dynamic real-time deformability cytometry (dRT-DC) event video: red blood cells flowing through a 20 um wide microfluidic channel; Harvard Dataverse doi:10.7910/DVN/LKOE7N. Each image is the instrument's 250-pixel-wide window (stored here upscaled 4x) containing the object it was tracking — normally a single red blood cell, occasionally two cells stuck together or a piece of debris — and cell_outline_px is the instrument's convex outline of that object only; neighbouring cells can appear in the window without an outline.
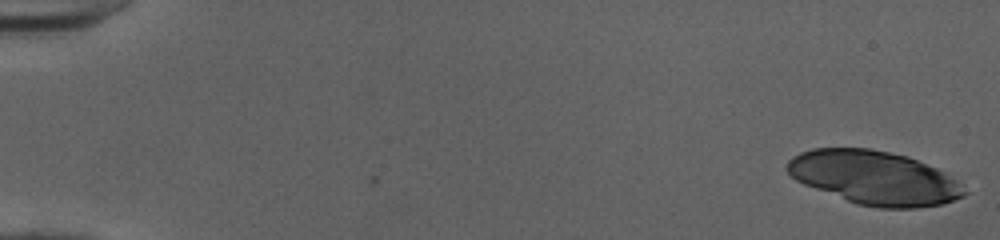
{"species": "human", "species_latin": "Homo sapiens", "temperature_condition": "cold", "stored_images_in_passage": 36, "camera_frame_rate_fps": 3000, "um_per_image_px": 0.085, "donor": {"sex": "female"}, "frame": {"image": 1, "passage_image": 1, "time_ms": 0.0, "image_size_px": [1000, 240], "cell_outline_px": [[968, 192], [964, 196], [944, 204], [916, 208], [880, 208], [856, 204], [804, 184], [796, 180], [784, 168], [788, 160], [792, 156], [800, 152], [812, 148], [872, 148], [908, 156], [936, 168], [944, 172], [956, 180]], "centroid_in_image_um": [74.31, 15.11], "position_along_channel_um": 10.7, "area_um2": 55.6}}
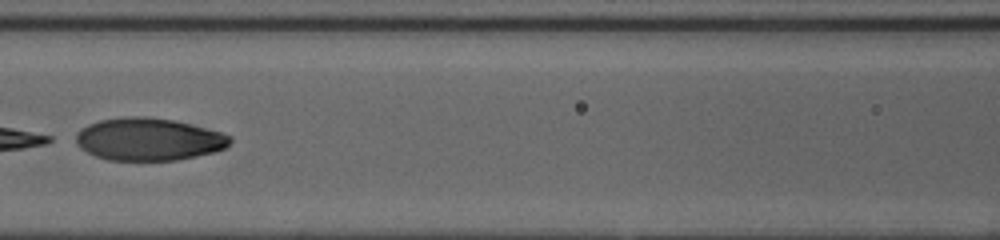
{"frame": {"image": 2, "passage_image": 25, "time_ms": 8.0, "image_size_px": [1000, 240], "cell_outline_px": [[232, 140], [224, 148], [216, 152], [180, 160], [108, 160], [96, 156], [80, 148], [76, 144], [76, 132], [80, 128], [88, 124], [100, 120], [124, 116], [144, 116], [172, 120], [224, 132], [232, 136]], "centroid_in_image_um": [12.64, 11.84], "position_along_channel_um": 154.0, "area_um2": 38.49}}
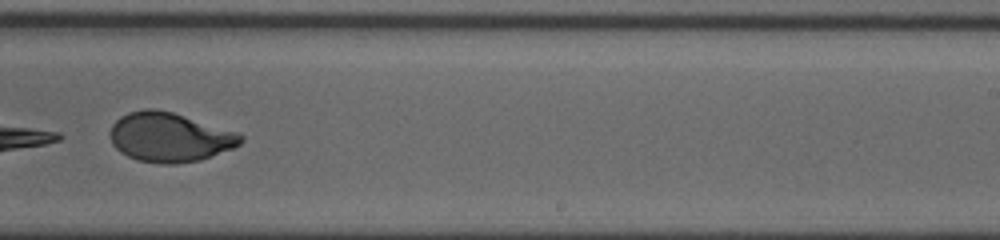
{"frame": {"image": 3, "passage_image": 34, "time_ms": 11.0, "image_size_px": [1000, 240], "cell_outline_px": [[244, 140], [240, 144], [232, 148], [200, 160], [176, 164], [160, 164], [136, 160], [120, 152], [112, 144], [108, 132], [112, 124], [120, 116], [128, 112], [144, 108], [152, 108], [172, 112], [240, 132], [244, 136]], "centroid_in_image_um": [14.4, 11.66], "position_along_channel_um": 274.6, "area_um2": 37.97}}